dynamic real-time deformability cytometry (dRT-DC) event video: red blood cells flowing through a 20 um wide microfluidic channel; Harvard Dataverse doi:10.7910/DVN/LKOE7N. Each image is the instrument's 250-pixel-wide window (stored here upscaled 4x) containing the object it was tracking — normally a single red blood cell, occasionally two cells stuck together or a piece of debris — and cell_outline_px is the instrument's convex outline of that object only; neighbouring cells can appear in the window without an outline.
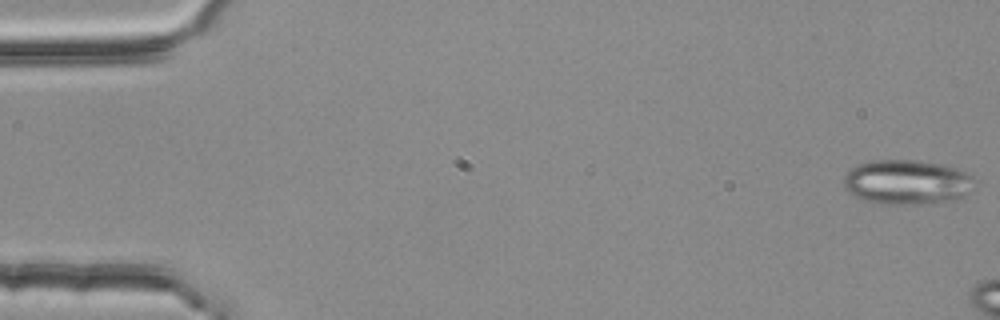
{"species": "common noctule bat (a hibernating species)", "species_latin": "Nyctalus noctula", "temperature_condition": "room temperature", "stored_images_in_passage": 3, "camera_frame_rate_fps": 3000, "um_per_image_px": 0.085, "animal": {"sex": "female", "body_mass_g": 25.1}, "frame": {"image": 1, "passage_image": 1, "time_ms": 0.0, "image_size_px": [1000, 320], "cell_outline_px": [[972, 192], [964, 196], [952, 200], [908, 204], [880, 204], [860, 200], [852, 196], [848, 192], [844, 184], [844, 176], [852, 168], [860, 164], [872, 160], [916, 160], [956, 168], [972, 176]], "centroid_in_image_um": [77.04, 15.49], "position_along_channel_um": 8.0, "area_um2": 33.81}}